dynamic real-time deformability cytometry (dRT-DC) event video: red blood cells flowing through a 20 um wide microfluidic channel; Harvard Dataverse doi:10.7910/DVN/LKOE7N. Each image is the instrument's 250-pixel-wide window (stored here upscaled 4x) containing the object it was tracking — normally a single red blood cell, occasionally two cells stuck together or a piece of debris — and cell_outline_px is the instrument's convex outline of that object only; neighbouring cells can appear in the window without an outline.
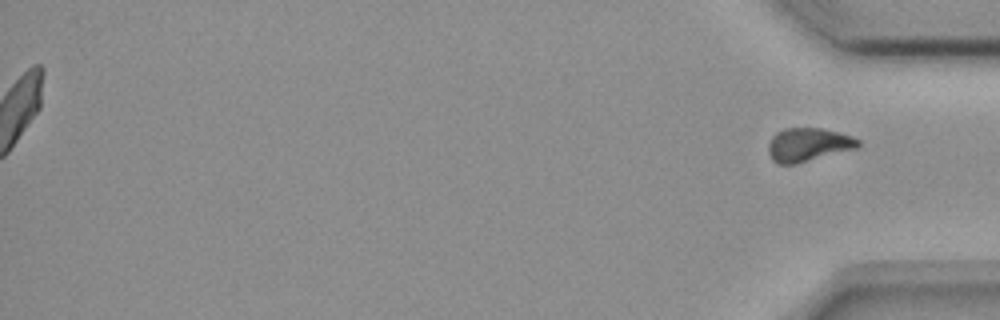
{"species": "common noctule bat (a hibernating species)", "species_latin": "Nyctalus noctula", "temperature_condition": "room temperature", "stored_images_in_passage": 39, "segment_of_instrument_passage": [2, 2], "camera_frame_rate_fps": 3000, "um_per_image_px": 0.085, "animal": {"sex": "female", "body_mass_g": 18.4}, "frame": {"image": 1, "passage_image": 39, "time_ms": 12.667, "image_size_px": [1000, 320], "cell_outline_px": [[860, 144], [856, 148], [796, 164], [776, 164], [772, 160], [768, 152], [768, 144], [772, 136], [776, 132], [784, 128], [824, 128], [852, 136], [860, 140]], "centroid_in_image_um": [68.67, 12.29], "position_along_channel_um": 366.5, "area_um2": 17.63}}